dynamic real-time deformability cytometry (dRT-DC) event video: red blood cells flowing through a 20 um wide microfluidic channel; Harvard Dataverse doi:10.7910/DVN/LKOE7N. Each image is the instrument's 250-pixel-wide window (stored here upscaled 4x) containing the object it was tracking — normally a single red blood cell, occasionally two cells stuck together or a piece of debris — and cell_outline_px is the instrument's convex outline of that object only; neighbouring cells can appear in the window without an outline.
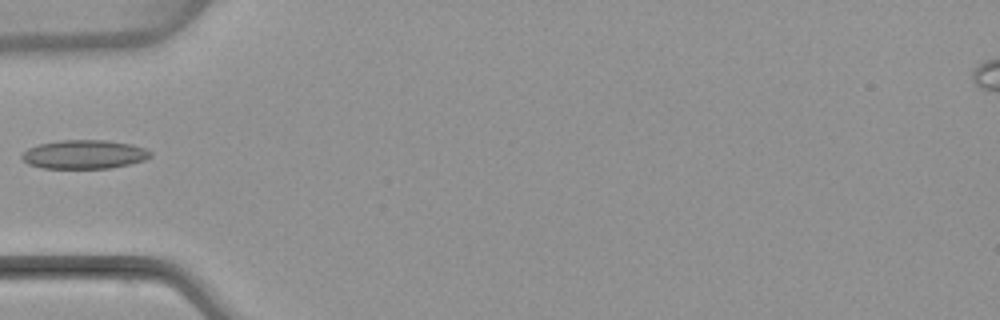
{"species": "common noctule bat (a hibernating species)", "species_latin": "Nyctalus noctula", "temperature_condition": "warm", "stored_images_in_passage": 1, "camera_frame_rate_fps": 3000, "um_per_image_px": 0.085, "animal": {"sex": "female", "body_mass_g": 22.7, "forearm_length_mm": 54.2}, "frame": {"image": 1, "passage_image": 1, "time_ms": 0.0, "image_size_px": [1000, 320], "cell_outline_px": [[152, 156], [144, 160], [128, 164], [108, 168], [44, 168], [28, 164], [20, 156], [28, 148], [40, 144], [60, 140], [108, 140], [132, 144], [144, 148], [152, 152]], "centroid_in_image_um": [7.17, 13.11], "position_along_channel_um": 77.8, "area_um2": 21.5}}